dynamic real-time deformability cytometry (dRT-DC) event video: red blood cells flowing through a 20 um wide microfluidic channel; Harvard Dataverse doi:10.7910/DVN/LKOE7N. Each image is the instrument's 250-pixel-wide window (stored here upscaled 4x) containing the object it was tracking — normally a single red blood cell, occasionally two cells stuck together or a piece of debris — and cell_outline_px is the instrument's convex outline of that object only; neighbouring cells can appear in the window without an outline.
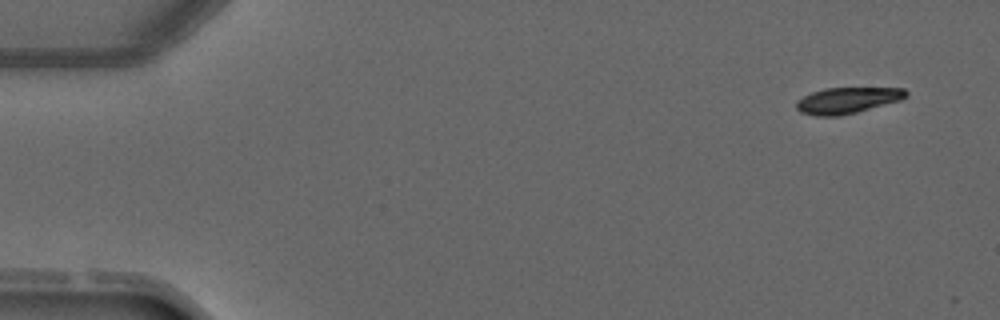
{"species": "common noctule bat (a hibernating species)", "species_latin": "Nyctalus noctula", "temperature_condition": "warm", "stored_images_in_passage": 4, "camera_frame_rate_fps": 3000, "um_per_image_px": 0.085, "animal": {"sex": "male", "forearm_length_mm": 52.5}, "frame": {"image": 1, "passage_image": 1, "time_ms": 0.0, "image_size_px": [1000, 320], "cell_outline_px": [[908, 96], [900, 100], [856, 112], [840, 116], [816, 116], [800, 112], [796, 108], [796, 100], [812, 92], [824, 88], [904, 88], [908, 92]], "centroid_in_image_um": [72.0, 8.53], "position_along_channel_um": 13.0, "area_um2": 16.65}}
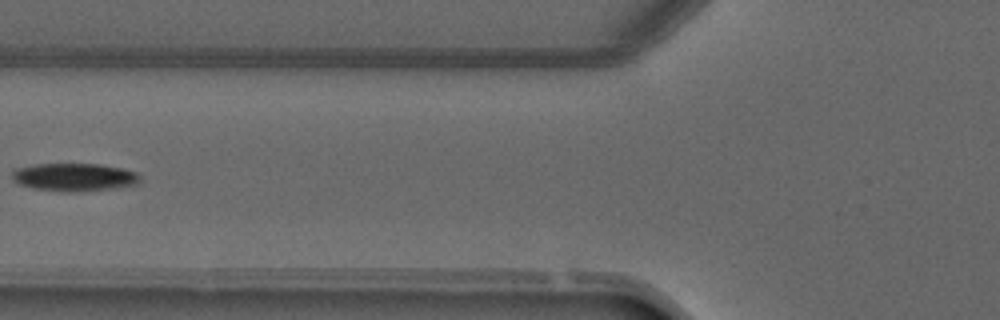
{"frame": {"image": 2, "passage_image": 4, "time_ms": 25.0, "image_size_px": [1000, 320], "cell_outline_px": [[140, 180], [136, 184], [80, 192], [64, 192], [32, 188], [20, 184], [12, 180], [12, 172], [16, 168], [36, 164], [100, 164], [120, 168], [136, 172], [140, 176]], "centroid_in_image_um": [6.26, 15.05], "position_along_channel_um": 119.5, "area_um2": 20.69}}